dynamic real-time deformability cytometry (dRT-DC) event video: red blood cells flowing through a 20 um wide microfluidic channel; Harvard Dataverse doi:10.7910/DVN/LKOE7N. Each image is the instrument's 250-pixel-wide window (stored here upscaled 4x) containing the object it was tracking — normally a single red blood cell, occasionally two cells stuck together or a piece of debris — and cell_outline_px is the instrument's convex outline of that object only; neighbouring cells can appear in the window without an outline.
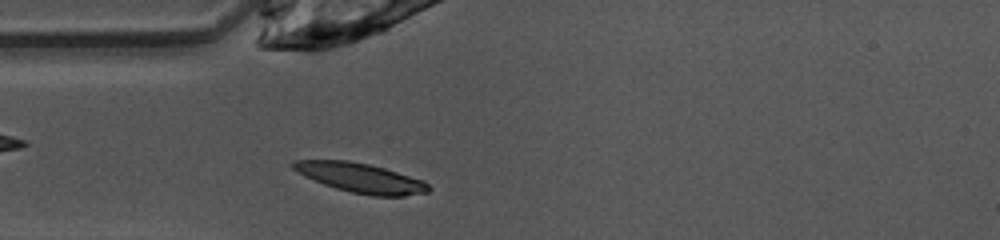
{"species": "common noctule bat (a hibernating species)", "species_latin": "Nyctalus noctula", "temperature_condition": "warm", "stored_images_in_passage": 41, "camera_frame_rate_fps": 3000, "um_per_image_px": 0.085, "animal": {"sex": "female", "body_mass_g": 10.0, "forearm_length_mm": 53.1}, "frame": {"image": 1, "passage_image": 5, "time_ms": 1.333, "image_size_px": [1000, 240], "cell_outline_px": [[432, 188], [428, 192], [404, 196], [372, 196], [352, 192], [336, 188], [324, 184], [304, 176], [292, 168], [288, 164], [292, 160], [348, 160], [368, 164], [384, 168], [424, 180]], "centroid_in_image_um": [30.64, 15.11], "position_along_channel_um": 54.4, "area_um2": 23.35}}
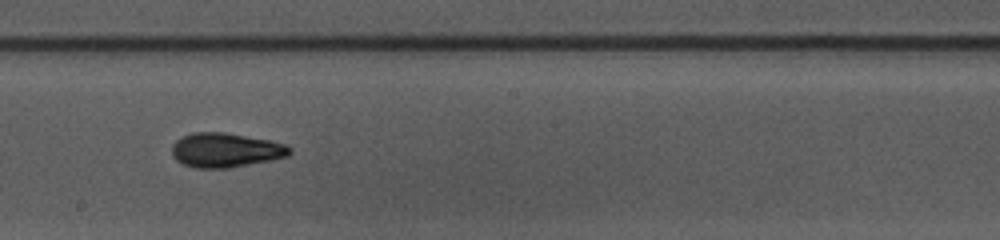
{"frame": {"image": 2, "passage_image": 18, "time_ms": 5.667, "image_size_px": [1000, 240], "cell_outline_px": [[292, 152], [288, 156], [272, 160], [228, 168], [196, 168], [184, 164], [176, 160], [172, 156], [172, 144], [180, 136], [192, 132], [224, 132], [272, 140], [288, 144], [292, 148]], "centroid_in_image_um": [19.2, 12.75], "position_along_channel_um": 229.0, "area_um2": 23.99}}
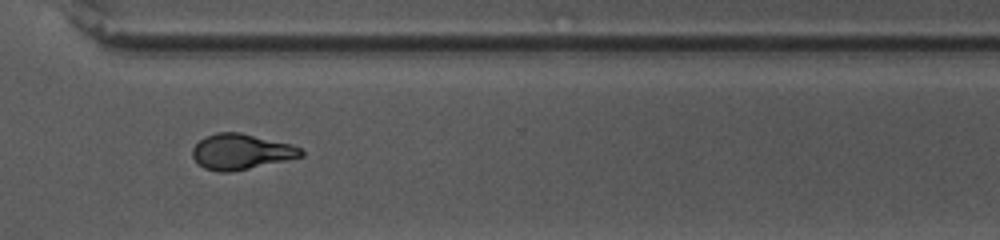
{"frame": {"image": 3, "passage_image": 27, "time_ms": 8.667, "image_size_px": [1000, 240], "cell_outline_px": [[304, 156], [232, 172], [220, 172], [204, 168], [192, 156], [192, 148], [200, 140], [216, 132], [240, 132], [292, 144], [300, 148], [304, 152]], "centroid_in_image_um": [20.51, 12.89], "position_along_channel_um": 350.1, "area_um2": 22.37}, "authors_computed_cell_mechanics": {"area_um2": 22.3686, "velocity_mm_per_s": 4.0451, "shape_relaxation_time_tau1_ms": 4.2644, "shape_relaxation_time_tau2_ms": 2.9429, "deformation_change_tau1": 0.1642, "deformation_change_tau2": 0.096}}